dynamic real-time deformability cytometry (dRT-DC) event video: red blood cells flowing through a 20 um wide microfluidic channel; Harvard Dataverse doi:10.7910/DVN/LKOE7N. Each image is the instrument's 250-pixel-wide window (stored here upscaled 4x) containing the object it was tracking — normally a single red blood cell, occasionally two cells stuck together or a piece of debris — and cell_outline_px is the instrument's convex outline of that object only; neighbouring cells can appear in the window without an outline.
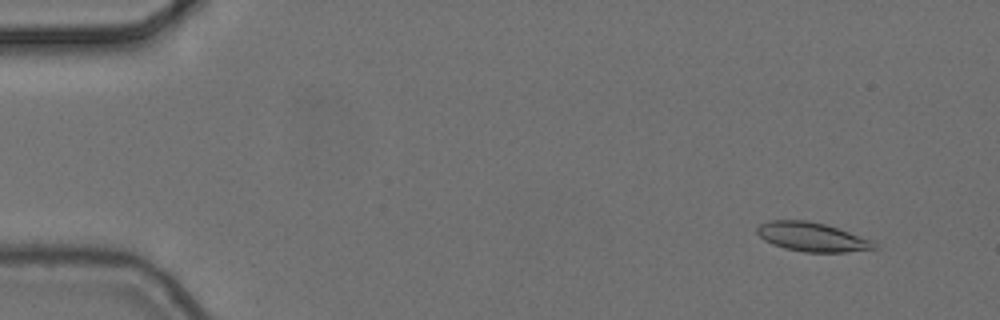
{"species": "common noctule bat (a hibernating species)", "species_latin": "Nyctalus noctula", "temperature_condition": "cold", "stored_images_in_passage": 6, "camera_frame_rate_fps": 3000, "um_per_image_px": 0.085, "animal": {"sex": "female", "body_mass_g": 24.6, "forearm_length_mm": 56.2}, "frame": {"image": 1, "passage_image": 1, "time_ms": 0.0, "image_size_px": [1000, 320], "cell_outline_px": [[880, 248], [848, 252], [804, 252], [784, 248], [772, 244], [764, 240], [756, 232], [756, 228], [760, 224], [768, 220], [808, 220], [824, 224], [872, 240]], "centroid_in_image_um": [69.0, 20.14], "position_along_channel_um": 16.0, "area_um2": 19.83}}
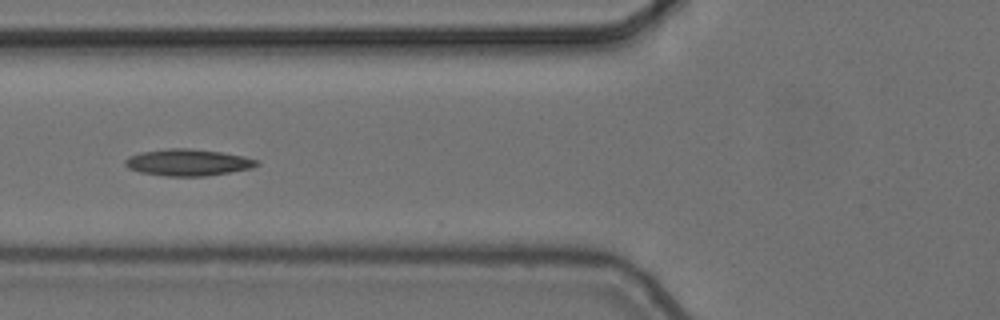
{"frame": {"image": 2, "passage_image": 5, "time_ms": 1.333, "image_size_px": [1000, 320], "cell_outline_px": [[260, 164], [252, 168], [204, 176], [164, 176], [140, 172], [128, 168], [124, 164], [124, 160], [128, 156], [140, 152], [168, 148], [188, 148], [220, 152], [244, 156], [260, 160]], "centroid_in_image_um": [15.96, 13.8], "position_along_channel_um": 109.8, "area_um2": 20.52}}
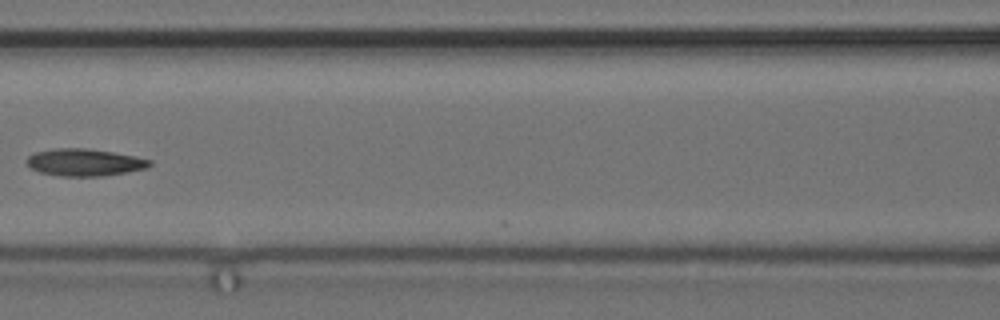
{"frame": {"image": 3, "passage_image": 6, "time_ms": 1.667, "image_size_px": [1000, 320], "cell_outline_px": [[152, 164], [148, 168], [104, 176], [60, 176], [40, 172], [32, 168], [24, 160], [28, 156], [36, 152], [56, 148], [88, 148], [136, 156], [152, 160]], "centroid_in_image_um": [7.21, 13.8], "position_along_channel_um": 159.4, "area_um2": 19.54}}